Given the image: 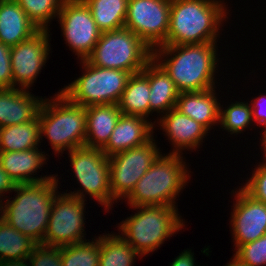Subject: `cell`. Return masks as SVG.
Instances as JSON below:
<instances>
[{"label": "cell", "instance_id": "6da1fadb", "mask_svg": "<svg viewBox=\"0 0 266 266\" xmlns=\"http://www.w3.org/2000/svg\"><path fill=\"white\" fill-rule=\"evenodd\" d=\"M216 43L162 45L153 50V59L170 76L180 93L213 89L216 88L214 75L219 60Z\"/></svg>", "mask_w": 266, "mask_h": 266}, {"label": "cell", "instance_id": "7a4b0ae2", "mask_svg": "<svg viewBox=\"0 0 266 266\" xmlns=\"http://www.w3.org/2000/svg\"><path fill=\"white\" fill-rule=\"evenodd\" d=\"M57 176L45 182L16 184L15 198L1 203V218L37 244L43 243L51 207L58 195Z\"/></svg>", "mask_w": 266, "mask_h": 266}, {"label": "cell", "instance_id": "3957f363", "mask_svg": "<svg viewBox=\"0 0 266 266\" xmlns=\"http://www.w3.org/2000/svg\"><path fill=\"white\" fill-rule=\"evenodd\" d=\"M225 6L221 0H171L167 45L217 42Z\"/></svg>", "mask_w": 266, "mask_h": 266}, {"label": "cell", "instance_id": "277c9868", "mask_svg": "<svg viewBox=\"0 0 266 266\" xmlns=\"http://www.w3.org/2000/svg\"><path fill=\"white\" fill-rule=\"evenodd\" d=\"M163 155L157 158L126 197L130 208L156 205L176 207L175 200L191 176L182 154Z\"/></svg>", "mask_w": 266, "mask_h": 266}, {"label": "cell", "instance_id": "5b68a950", "mask_svg": "<svg viewBox=\"0 0 266 266\" xmlns=\"http://www.w3.org/2000/svg\"><path fill=\"white\" fill-rule=\"evenodd\" d=\"M44 99L38 113L40 137H46L57 154L84 146L86 107L73 103L61 91Z\"/></svg>", "mask_w": 266, "mask_h": 266}, {"label": "cell", "instance_id": "8992f818", "mask_svg": "<svg viewBox=\"0 0 266 266\" xmlns=\"http://www.w3.org/2000/svg\"><path fill=\"white\" fill-rule=\"evenodd\" d=\"M133 208L139 211L120 222L118 230L121 231L120 236L141 256L157 250L167 238L185 226L177 207L156 205Z\"/></svg>", "mask_w": 266, "mask_h": 266}, {"label": "cell", "instance_id": "52a82bcc", "mask_svg": "<svg viewBox=\"0 0 266 266\" xmlns=\"http://www.w3.org/2000/svg\"><path fill=\"white\" fill-rule=\"evenodd\" d=\"M153 59V50L131 30L101 32L87 60L96 67L141 72Z\"/></svg>", "mask_w": 266, "mask_h": 266}, {"label": "cell", "instance_id": "ba28073f", "mask_svg": "<svg viewBox=\"0 0 266 266\" xmlns=\"http://www.w3.org/2000/svg\"><path fill=\"white\" fill-rule=\"evenodd\" d=\"M83 74L61 89L73 103L83 107L118 104L126 87L130 73L118 69L92 65L81 60Z\"/></svg>", "mask_w": 266, "mask_h": 266}, {"label": "cell", "instance_id": "9c48e42d", "mask_svg": "<svg viewBox=\"0 0 266 266\" xmlns=\"http://www.w3.org/2000/svg\"><path fill=\"white\" fill-rule=\"evenodd\" d=\"M68 155L74 177L83 189L65 194L82 200L89 194L105 207V211L112 209L116 200L112 197L110 189L109 159L102 148L81 146L69 151Z\"/></svg>", "mask_w": 266, "mask_h": 266}, {"label": "cell", "instance_id": "30bf717a", "mask_svg": "<svg viewBox=\"0 0 266 266\" xmlns=\"http://www.w3.org/2000/svg\"><path fill=\"white\" fill-rule=\"evenodd\" d=\"M159 149L152 138L143 145L108 157L110 189L116 202L125 200L132 192L139 179L161 155Z\"/></svg>", "mask_w": 266, "mask_h": 266}, {"label": "cell", "instance_id": "8fae6325", "mask_svg": "<svg viewBox=\"0 0 266 266\" xmlns=\"http://www.w3.org/2000/svg\"><path fill=\"white\" fill-rule=\"evenodd\" d=\"M55 197L45 232L43 245L62 247L84 240L85 200L72 197L65 192Z\"/></svg>", "mask_w": 266, "mask_h": 266}, {"label": "cell", "instance_id": "7c38bea8", "mask_svg": "<svg viewBox=\"0 0 266 266\" xmlns=\"http://www.w3.org/2000/svg\"><path fill=\"white\" fill-rule=\"evenodd\" d=\"M171 0H129L124 28L154 50L167 45Z\"/></svg>", "mask_w": 266, "mask_h": 266}, {"label": "cell", "instance_id": "4fadbf2b", "mask_svg": "<svg viewBox=\"0 0 266 266\" xmlns=\"http://www.w3.org/2000/svg\"><path fill=\"white\" fill-rule=\"evenodd\" d=\"M57 19L66 44L80 61L87 59L101 35L87 4L83 0H65Z\"/></svg>", "mask_w": 266, "mask_h": 266}, {"label": "cell", "instance_id": "5bb4252c", "mask_svg": "<svg viewBox=\"0 0 266 266\" xmlns=\"http://www.w3.org/2000/svg\"><path fill=\"white\" fill-rule=\"evenodd\" d=\"M48 33L50 30H38L29 39L11 47L13 88L28 90L34 84L49 59L51 39Z\"/></svg>", "mask_w": 266, "mask_h": 266}, {"label": "cell", "instance_id": "9a60e30c", "mask_svg": "<svg viewBox=\"0 0 266 266\" xmlns=\"http://www.w3.org/2000/svg\"><path fill=\"white\" fill-rule=\"evenodd\" d=\"M235 204L231 212L232 236L236 250L239 246L255 241L266 234V204L254 200L241 187L232 193Z\"/></svg>", "mask_w": 266, "mask_h": 266}, {"label": "cell", "instance_id": "2e32d148", "mask_svg": "<svg viewBox=\"0 0 266 266\" xmlns=\"http://www.w3.org/2000/svg\"><path fill=\"white\" fill-rule=\"evenodd\" d=\"M158 123L160 129H163L166 137L168 136V140L174 146L173 151L169 153L174 154H181L185 149L188 151L189 149L195 150L209 133L203 125L176 108L171 109L165 115H161L160 119L157 120Z\"/></svg>", "mask_w": 266, "mask_h": 266}, {"label": "cell", "instance_id": "e0dca14e", "mask_svg": "<svg viewBox=\"0 0 266 266\" xmlns=\"http://www.w3.org/2000/svg\"><path fill=\"white\" fill-rule=\"evenodd\" d=\"M154 123L148 119L121 114L103 153L110 157L114 154L138 147L150 141L153 136Z\"/></svg>", "mask_w": 266, "mask_h": 266}, {"label": "cell", "instance_id": "ac0fdd59", "mask_svg": "<svg viewBox=\"0 0 266 266\" xmlns=\"http://www.w3.org/2000/svg\"><path fill=\"white\" fill-rule=\"evenodd\" d=\"M43 100L25 89H0V128L35 119Z\"/></svg>", "mask_w": 266, "mask_h": 266}, {"label": "cell", "instance_id": "d6986e66", "mask_svg": "<svg viewBox=\"0 0 266 266\" xmlns=\"http://www.w3.org/2000/svg\"><path fill=\"white\" fill-rule=\"evenodd\" d=\"M43 153L38 147L25 151H0V165L15 185L45 182L54 175L34 177V173L46 162L47 157Z\"/></svg>", "mask_w": 266, "mask_h": 266}, {"label": "cell", "instance_id": "ffe728a7", "mask_svg": "<svg viewBox=\"0 0 266 266\" xmlns=\"http://www.w3.org/2000/svg\"><path fill=\"white\" fill-rule=\"evenodd\" d=\"M220 104L213 88L179 93L175 108L210 131L212 126L219 125Z\"/></svg>", "mask_w": 266, "mask_h": 266}, {"label": "cell", "instance_id": "44dd1931", "mask_svg": "<svg viewBox=\"0 0 266 266\" xmlns=\"http://www.w3.org/2000/svg\"><path fill=\"white\" fill-rule=\"evenodd\" d=\"M39 29L15 0H0V42L15 46Z\"/></svg>", "mask_w": 266, "mask_h": 266}, {"label": "cell", "instance_id": "7402d4cb", "mask_svg": "<svg viewBox=\"0 0 266 266\" xmlns=\"http://www.w3.org/2000/svg\"><path fill=\"white\" fill-rule=\"evenodd\" d=\"M121 114L118 104L86 107V139L84 146L103 148L109 141Z\"/></svg>", "mask_w": 266, "mask_h": 266}, {"label": "cell", "instance_id": "603a6c76", "mask_svg": "<svg viewBox=\"0 0 266 266\" xmlns=\"http://www.w3.org/2000/svg\"><path fill=\"white\" fill-rule=\"evenodd\" d=\"M148 80L150 114L157 111L164 115L175 108L180 92L170 76L154 59L148 63Z\"/></svg>", "mask_w": 266, "mask_h": 266}, {"label": "cell", "instance_id": "cb8c5ba5", "mask_svg": "<svg viewBox=\"0 0 266 266\" xmlns=\"http://www.w3.org/2000/svg\"><path fill=\"white\" fill-rule=\"evenodd\" d=\"M148 64L141 72L131 74L118 103L122 114L147 119L150 115Z\"/></svg>", "mask_w": 266, "mask_h": 266}, {"label": "cell", "instance_id": "d4e9b609", "mask_svg": "<svg viewBox=\"0 0 266 266\" xmlns=\"http://www.w3.org/2000/svg\"><path fill=\"white\" fill-rule=\"evenodd\" d=\"M40 123L38 116L27 123L0 128V151H25L39 147Z\"/></svg>", "mask_w": 266, "mask_h": 266}, {"label": "cell", "instance_id": "484cf974", "mask_svg": "<svg viewBox=\"0 0 266 266\" xmlns=\"http://www.w3.org/2000/svg\"><path fill=\"white\" fill-rule=\"evenodd\" d=\"M101 32L124 28L129 0H83Z\"/></svg>", "mask_w": 266, "mask_h": 266}, {"label": "cell", "instance_id": "4316f807", "mask_svg": "<svg viewBox=\"0 0 266 266\" xmlns=\"http://www.w3.org/2000/svg\"><path fill=\"white\" fill-rule=\"evenodd\" d=\"M137 256L142 257L120 233L100 235L99 266H134Z\"/></svg>", "mask_w": 266, "mask_h": 266}, {"label": "cell", "instance_id": "83f0119b", "mask_svg": "<svg viewBox=\"0 0 266 266\" xmlns=\"http://www.w3.org/2000/svg\"><path fill=\"white\" fill-rule=\"evenodd\" d=\"M37 243L0 219V261L27 260Z\"/></svg>", "mask_w": 266, "mask_h": 266}, {"label": "cell", "instance_id": "f1b7e54d", "mask_svg": "<svg viewBox=\"0 0 266 266\" xmlns=\"http://www.w3.org/2000/svg\"><path fill=\"white\" fill-rule=\"evenodd\" d=\"M61 262L63 266H99L100 236L61 247Z\"/></svg>", "mask_w": 266, "mask_h": 266}, {"label": "cell", "instance_id": "f546056e", "mask_svg": "<svg viewBox=\"0 0 266 266\" xmlns=\"http://www.w3.org/2000/svg\"><path fill=\"white\" fill-rule=\"evenodd\" d=\"M39 30H49L48 23L56 18L65 0H15Z\"/></svg>", "mask_w": 266, "mask_h": 266}, {"label": "cell", "instance_id": "4dcf8cb0", "mask_svg": "<svg viewBox=\"0 0 266 266\" xmlns=\"http://www.w3.org/2000/svg\"><path fill=\"white\" fill-rule=\"evenodd\" d=\"M228 106L224 109L220 104L219 125L222 129L230 132L231 135H236L252 124L251 105L245 101H236Z\"/></svg>", "mask_w": 266, "mask_h": 266}, {"label": "cell", "instance_id": "1f68e13d", "mask_svg": "<svg viewBox=\"0 0 266 266\" xmlns=\"http://www.w3.org/2000/svg\"><path fill=\"white\" fill-rule=\"evenodd\" d=\"M233 256L246 266H266V234L239 246Z\"/></svg>", "mask_w": 266, "mask_h": 266}, {"label": "cell", "instance_id": "d6a6232c", "mask_svg": "<svg viewBox=\"0 0 266 266\" xmlns=\"http://www.w3.org/2000/svg\"><path fill=\"white\" fill-rule=\"evenodd\" d=\"M252 172V176L241 189L254 200L266 204V160L259 163Z\"/></svg>", "mask_w": 266, "mask_h": 266}, {"label": "cell", "instance_id": "836d02e7", "mask_svg": "<svg viewBox=\"0 0 266 266\" xmlns=\"http://www.w3.org/2000/svg\"><path fill=\"white\" fill-rule=\"evenodd\" d=\"M13 88L11 46L0 42V89Z\"/></svg>", "mask_w": 266, "mask_h": 266}, {"label": "cell", "instance_id": "e575fe53", "mask_svg": "<svg viewBox=\"0 0 266 266\" xmlns=\"http://www.w3.org/2000/svg\"><path fill=\"white\" fill-rule=\"evenodd\" d=\"M266 96L259 95L254 100H251V109L253 115V122H257L262 126L263 129H266Z\"/></svg>", "mask_w": 266, "mask_h": 266}, {"label": "cell", "instance_id": "d590c367", "mask_svg": "<svg viewBox=\"0 0 266 266\" xmlns=\"http://www.w3.org/2000/svg\"><path fill=\"white\" fill-rule=\"evenodd\" d=\"M179 256H177L170 266H199L195 263L194 253L190 249L183 250Z\"/></svg>", "mask_w": 266, "mask_h": 266}, {"label": "cell", "instance_id": "8d00e7d4", "mask_svg": "<svg viewBox=\"0 0 266 266\" xmlns=\"http://www.w3.org/2000/svg\"><path fill=\"white\" fill-rule=\"evenodd\" d=\"M14 187H15L14 182L10 179V177L7 175V173L2 169L0 165V203L3 202L2 201L3 196L5 197V195L3 194L13 192ZM1 196H2V199H1Z\"/></svg>", "mask_w": 266, "mask_h": 266}, {"label": "cell", "instance_id": "74e56055", "mask_svg": "<svg viewBox=\"0 0 266 266\" xmlns=\"http://www.w3.org/2000/svg\"><path fill=\"white\" fill-rule=\"evenodd\" d=\"M0 266H29L27 260H2Z\"/></svg>", "mask_w": 266, "mask_h": 266}, {"label": "cell", "instance_id": "f35d334b", "mask_svg": "<svg viewBox=\"0 0 266 266\" xmlns=\"http://www.w3.org/2000/svg\"><path fill=\"white\" fill-rule=\"evenodd\" d=\"M262 139H261V148L264 149L263 152H264V160H266V129L263 131L262 133Z\"/></svg>", "mask_w": 266, "mask_h": 266}, {"label": "cell", "instance_id": "ab89813d", "mask_svg": "<svg viewBox=\"0 0 266 266\" xmlns=\"http://www.w3.org/2000/svg\"><path fill=\"white\" fill-rule=\"evenodd\" d=\"M226 266H246V265L233 256V259H231V261L227 263Z\"/></svg>", "mask_w": 266, "mask_h": 266}]
</instances>
